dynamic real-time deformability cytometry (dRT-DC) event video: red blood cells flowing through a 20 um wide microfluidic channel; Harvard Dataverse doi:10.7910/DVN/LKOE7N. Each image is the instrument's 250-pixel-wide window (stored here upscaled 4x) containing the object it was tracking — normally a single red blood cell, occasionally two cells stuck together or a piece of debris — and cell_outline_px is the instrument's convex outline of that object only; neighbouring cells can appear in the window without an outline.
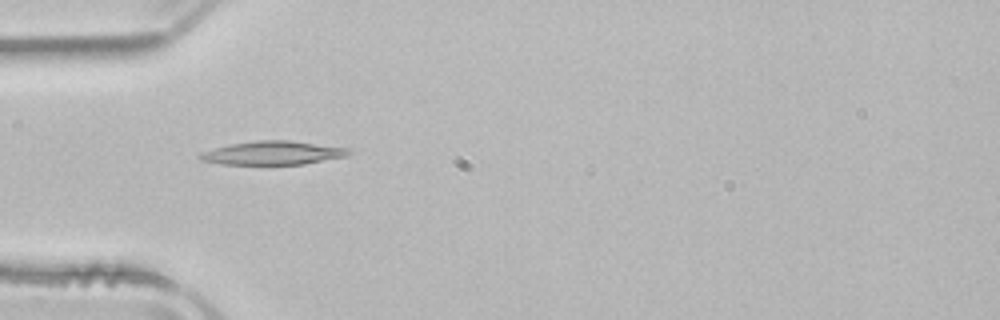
{"species": "common noctule bat (a hibernating species)", "species_latin": "Nyctalus noctula", "temperature_condition": "room temperature", "stored_images_in_passage": 33, "camera_frame_rate_fps": 3000, "um_per_image_px": 0.085, "animal": {"sex": "male", "body_mass_g": 21.5, "forearm_length_mm": 52.0}, "frame": {"image": 1, "passage_image": 2, "time_ms": 0.333, "image_size_px": [1000, 320], "cell_outline_px": [[356, 152], [348, 156], [304, 164], [220, 164], [200, 160], [200, 152], [232, 144], [256, 140], [288, 140], [348, 148]], "centroid_in_image_um": [23.26, 13.0], "position_along_channel_um": 61.7, "area_um2": 20.4}}
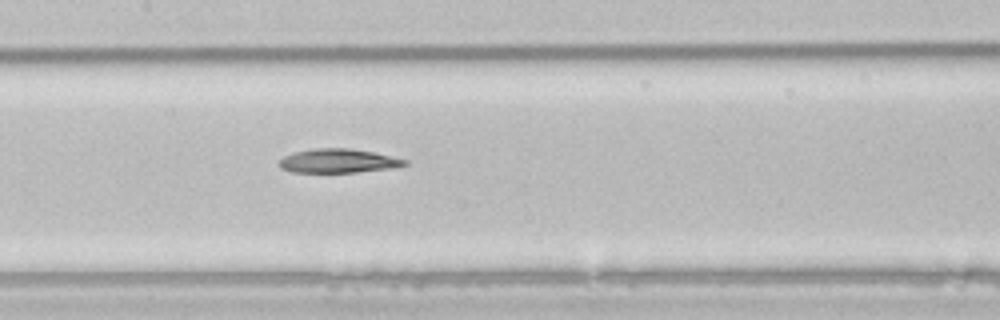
{"frame": {"image": 2, "passage_image": 11, "time_ms": 3.333, "image_size_px": [1000, 320], "cell_outline_px": [[408, 164], [388, 168], [356, 172], [292, 172], [280, 168], [280, 160], [284, 156], [296, 152], [312, 148], [352, 148], [376, 152], [408, 160]], "centroid_in_image_um": [28.76, 13.66], "position_along_channel_um": 178.6, "area_um2": 17.46}}
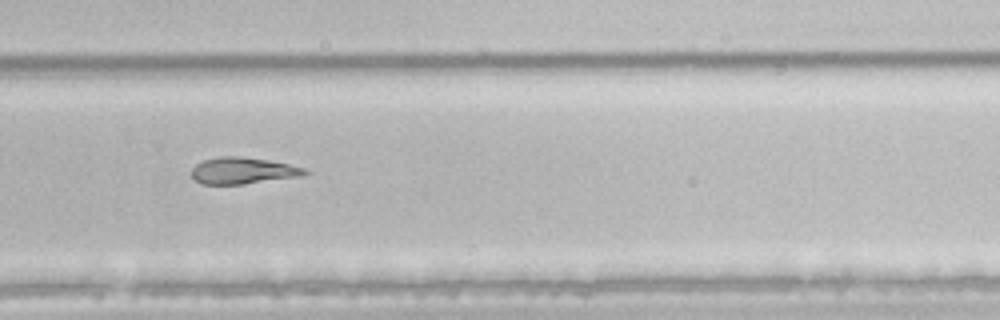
{"frame": {"image": 3, "passage_image": 21, "time_ms": 6.667, "image_size_px": [1000, 320], "cell_outline_px": [[308, 172], [300, 176], [244, 184], [204, 184], [196, 180], [192, 176], [192, 168], [196, 164], [204, 160], [220, 156], [236, 156], [268, 160], [288, 164], [304, 168]], "centroid_in_image_um": [20.62, 14.5], "position_along_channel_um": 309.2, "area_um2": 17.22}}